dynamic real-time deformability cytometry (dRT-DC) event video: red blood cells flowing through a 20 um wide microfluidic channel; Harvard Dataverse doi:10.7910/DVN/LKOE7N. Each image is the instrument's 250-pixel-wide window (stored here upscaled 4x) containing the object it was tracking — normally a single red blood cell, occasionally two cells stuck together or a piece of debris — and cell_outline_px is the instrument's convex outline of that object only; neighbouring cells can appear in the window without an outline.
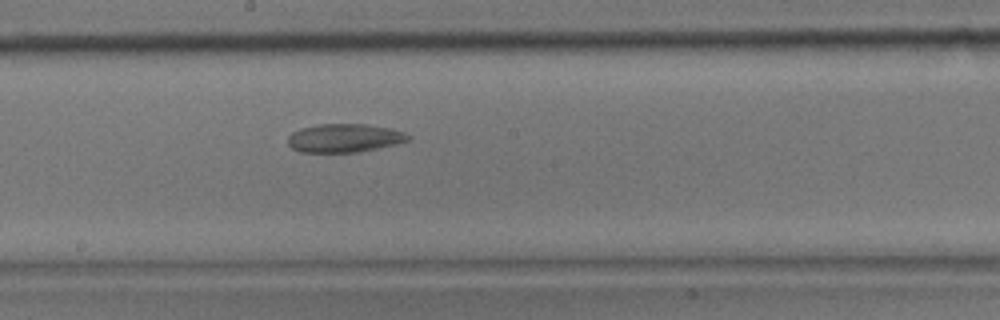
{"species": "common noctule bat (a hibernating species)", "species_latin": "Nyctalus noctula", "temperature_condition": "room temperature", "stored_images_in_passage": 28, "camera_frame_rate_fps": 3000, "um_per_image_px": 0.085, "animal": {"sex": "male", "body_mass_g": 17.9}, "frame": {"image": 1, "passage_image": 20, "time_ms": 6.333, "image_size_px": [1000, 320], "cell_outline_px": [[412, 136], [408, 140], [396, 144], [356, 152], [300, 152], [292, 148], [288, 144], [288, 136], [292, 132], [300, 128], [320, 124], [364, 124], [392, 128], [404, 132]], "centroid_in_image_um": [29.26, 11.73], "position_along_channel_um": 218.9, "area_um2": 19.94}}